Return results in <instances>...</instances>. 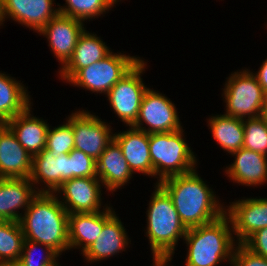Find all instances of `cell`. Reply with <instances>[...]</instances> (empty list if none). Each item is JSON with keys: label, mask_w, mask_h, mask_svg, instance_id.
Here are the masks:
<instances>
[{"label": "cell", "mask_w": 267, "mask_h": 266, "mask_svg": "<svg viewBox=\"0 0 267 266\" xmlns=\"http://www.w3.org/2000/svg\"><path fill=\"white\" fill-rule=\"evenodd\" d=\"M146 62L141 60L122 77L107 93V100L114 113L127 126H132L138 117L141 101L145 91L141 74L145 71Z\"/></svg>", "instance_id": "ba28073f"}, {"label": "cell", "mask_w": 267, "mask_h": 266, "mask_svg": "<svg viewBox=\"0 0 267 266\" xmlns=\"http://www.w3.org/2000/svg\"><path fill=\"white\" fill-rule=\"evenodd\" d=\"M35 185L44 183L39 193H55L61 184L70 179V153L53 156L44 149L32 157V170L29 177Z\"/></svg>", "instance_id": "9a60e30c"}, {"label": "cell", "mask_w": 267, "mask_h": 266, "mask_svg": "<svg viewBox=\"0 0 267 266\" xmlns=\"http://www.w3.org/2000/svg\"><path fill=\"white\" fill-rule=\"evenodd\" d=\"M234 155V162L227 166L225 173L233 181L239 185L255 186L263 185L267 182V156L240 148Z\"/></svg>", "instance_id": "ffe728a7"}, {"label": "cell", "mask_w": 267, "mask_h": 266, "mask_svg": "<svg viewBox=\"0 0 267 266\" xmlns=\"http://www.w3.org/2000/svg\"><path fill=\"white\" fill-rule=\"evenodd\" d=\"M254 75L256 76L259 84L262 86L264 92L267 94V59L263 61L260 69Z\"/></svg>", "instance_id": "e575fe53"}, {"label": "cell", "mask_w": 267, "mask_h": 266, "mask_svg": "<svg viewBox=\"0 0 267 266\" xmlns=\"http://www.w3.org/2000/svg\"><path fill=\"white\" fill-rule=\"evenodd\" d=\"M183 132L182 128L173 132L149 134L153 176H159L158 182L196 169L197 159L183 138Z\"/></svg>", "instance_id": "5b68a950"}, {"label": "cell", "mask_w": 267, "mask_h": 266, "mask_svg": "<svg viewBox=\"0 0 267 266\" xmlns=\"http://www.w3.org/2000/svg\"><path fill=\"white\" fill-rule=\"evenodd\" d=\"M229 216L237 244H243L256 231L267 227V198H246L231 202Z\"/></svg>", "instance_id": "7c38bea8"}, {"label": "cell", "mask_w": 267, "mask_h": 266, "mask_svg": "<svg viewBox=\"0 0 267 266\" xmlns=\"http://www.w3.org/2000/svg\"><path fill=\"white\" fill-rule=\"evenodd\" d=\"M154 188L146 211V236L153 258H171L178 240L185 237L188 229L181 222L168 193L157 183Z\"/></svg>", "instance_id": "277c9868"}, {"label": "cell", "mask_w": 267, "mask_h": 266, "mask_svg": "<svg viewBox=\"0 0 267 266\" xmlns=\"http://www.w3.org/2000/svg\"><path fill=\"white\" fill-rule=\"evenodd\" d=\"M157 184L171 197L187 229L210 223L225 213L226 208L196 170L168 177Z\"/></svg>", "instance_id": "6da1fadb"}, {"label": "cell", "mask_w": 267, "mask_h": 266, "mask_svg": "<svg viewBox=\"0 0 267 266\" xmlns=\"http://www.w3.org/2000/svg\"><path fill=\"white\" fill-rule=\"evenodd\" d=\"M84 22L58 14L52 18L38 34L46 36L51 51L63 67L71 58L79 36L85 30Z\"/></svg>", "instance_id": "5bb4252c"}, {"label": "cell", "mask_w": 267, "mask_h": 266, "mask_svg": "<svg viewBox=\"0 0 267 266\" xmlns=\"http://www.w3.org/2000/svg\"><path fill=\"white\" fill-rule=\"evenodd\" d=\"M46 150L53 156L69 154L74 149V131L72 126L65 122L53 129L49 127L46 139Z\"/></svg>", "instance_id": "f546056e"}, {"label": "cell", "mask_w": 267, "mask_h": 266, "mask_svg": "<svg viewBox=\"0 0 267 266\" xmlns=\"http://www.w3.org/2000/svg\"><path fill=\"white\" fill-rule=\"evenodd\" d=\"M30 101L26 87L19 80L0 72V124L23 112Z\"/></svg>", "instance_id": "d4e9b609"}, {"label": "cell", "mask_w": 267, "mask_h": 266, "mask_svg": "<svg viewBox=\"0 0 267 266\" xmlns=\"http://www.w3.org/2000/svg\"><path fill=\"white\" fill-rule=\"evenodd\" d=\"M32 156L4 123L0 124V178H29Z\"/></svg>", "instance_id": "e0dca14e"}, {"label": "cell", "mask_w": 267, "mask_h": 266, "mask_svg": "<svg viewBox=\"0 0 267 266\" xmlns=\"http://www.w3.org/2000/svg\"><path fill=\"white\" fill-rule=\"evenodd\" d=\"M97 162V177L109 192L117 191L131 179L133 172L125 160L120 146L113 140Z\"/></svg>", "instance_id": "cb8c5ba5"}, {"label": "cell", "mask_w": 267, "mask_h": 266, "mask_svg": "<svg viewBox=\"0 0 267 266\" xmlns=\"http://www.w3.org/2000/svg\"><path fill=\"white\" fill-rule=\"evenodd\" d=\"M101 120L86 110L72 112L67 119L74 131V149L83 151L95 160L114 139L111 126Z\"/></svg>", "instance_id": "30bf717a"}, {"label": "cell", "mask_w": 267, "mask_h": 266, "mask_svg": "<svg viewBox=\"0 0 267 266\" xmlns=\"http://www.w3.org/2000/svg\"><path fill=\"white\" fill-rule=\"evenodd\" d=\"M223 89L226 103L225 115L250 119L263 115L266 109L267 94L256 76L248 69L234 72L227 78Z\"/></svg>", "instance_id": "8992f818"}, {"label": "cell", "mask_w": 267, "mask_h": 266, "mask_svg": "<svg viewBox=\"0 0 267 266\" xmlns=\"http://www.w3.org/2000/svg\"><path fill=\"white\" fill-rule=\"evenodd\" d=\"M207 122L213 138L224 151L232 154L243 147V119L220 114L211 116Z\"/></svg>", "instance_id": "484cf974"}, {"label": "cell", "mask_w": 267, "mask_h": 266, "mask_svg": "<svg viewBox=\"0 0 267 266\" xmlns=\"http://www.w3.org/2000/svg\"><path fill=\"white\" fill-rule=\"evenodd\" d=\"M31 104L5 124L15 134L18 142L33 157L46 148L49 125L43 119L31 115Z\"/></svg>", "instance_id": "44dd1931"}, {"label": "cell", "mask_w": 267, "mask_h": 266, "mask_svg": "<svg viewBox=\"0 0 267 266\" xmlns=\"http://www.w3.org/2000/svg\"><path fill=\"white\" fill-rule=\"evenodd\" d=\"M38 247L45 254L42 253L44 256L40 254L41 258L39 257V260L36 259L38 257L35 256L36 249H39ZM57 257H59V254L49 246L25 239L18 262L22 266H61L59 265L60 263L57 262Z\"/></svg>", "instance_id": "4dcf8cb0"}, {"label": "cell", "mask_w": 267, "mask_h": 266, "mask_svg": "<svg viewBox=\"0 0 267 266\" xmlns=\"http://www.w3.org/2000/svg\"><path fill=\"white\" fill-rule=\"evenodd\" d=\"M172 258H153V266H168Z\"/></svg>", "instance_id": "d590c367"}, {"label": "cell", "mask_w": 267, "mask_h": 266, "mask_svg": "<svg viewBox=\"0 0 267 266\" xmlns=\"http://www.w3.org/2000/svg\"><path fill=\"white\" fill-rule=\"evenodd\" d=\"M243 148L267 156V122L262 116L243 119Z\"/></svg>", "instance_id": "f1b7e54d"}, {"label": "cell", "mask_w": 267, "mask_h": 266, "mask_svg": "<svg viewBox=\"0 0 267 266\" xmlns=\"http://www.w3.org/2000/svg\"><path fill=\"white\" fill-rule=\"evenodd\" d=\"M121 148L130 170L153 177L149 149V134L132 126L127 131L114 134L113 139Z\"/></svg>", "instance_id": "d6986e66"}, {"label": "cell", "mask_w": 267, "mask_h": 266, "mask_svg": "<svg viewBox=\"0 0 267 266\" xmlns=\"http://www.w3.org/2000/svg\"><path fill=\"white\" fill-rule=\"evenodd\" d=\"M263 117L265 118L266 122H267V111H264L263 113Z\"/></svg>", "instance_id": "74e56055"}, {"label": "cell", "mask_w": 267, "mask_h": 266, "mask_svg": "<svg viewBox=\"0 0 267 266\" xmlns=\"http://www.w3.org/2000/svg\"><path fill=\"white\" fill-rule=\"evenodd\" d=\"M54 0H0V26L6 18L24 25L37 33L59 14Z\"/></svg>", "instance_id": "4fadbf2b"}, {"label": "cell", "mask_w": 267, "mask_h": 266, "mask_svg": "<svg viewBox=\"0 0 267 266\" xmlns=\"http://www.w3.org/2000/svg\"><path fill=\"white\" fill-rule=\"evenodd\" d=\"M81 177H97V162L83 151L73 149L70 152V179Z\"/></svg>", "instance_id": "1f68e13d"}, {"label": "cell", "mask_w": 267, "mask_h": 266, "mask_svg": "<svg viewBox=\"0 0 267 266\" xmlns=\"http://www.w3.org/2000/svg\"><path fill=\"white\" fill-rule=\"evenodd\" d=\"M3 266H22V265L17 261V262L5 264Z\"/></svg>", "instance_id": "8d00e7d4"}, {"label": "cell", "mask_w": 267, "mask_h": 266, "mask_svg": "<svg viewBox=\"0 0 267 266\" xmlns=\"http://www.w3.org/2000/svg\"><path fill=\"white\" fill-rule=\"evenodd\" d=\"M143 123L149 127H143ZM132 127L147 134L167 133L182 129L175 104L164 94L150 88L143 95L137 120Z\"/></svg>", "instance_id": "9c48e42d"}, {"label": "cell", "mask_w": 267, "mask_h": 266, "mask_svg": "<svg viewBox=\"0 0 267 266\" xmlns=\"http://www.w3.org/2000/svg\"><path fill=\"white\" fill-rule=\"evenodd\" d=\"M243 245L254 254L267 258V227L256 231Z\"/></svg>", "instance_id": "836d02e7"}, {"label": "cell", "mask_w": 267, "mask_h": 266, "mask_svg": "<svg viewBox=\"0 0 267 266\" xmlns=\"http://www.w3.org/2000/svg\"><path fill=\"white\" fill-rule=\"evenodd\" d=\"M63 7L58 4L59 14L76 18L81 21L94 19L111 10L117 0H65ZM61 6V7H60Z\"/></svg>", "instance_id": "83f0119b"}, {"label": "cell", "mask_w": 267, "mask_h": 266, "mask_svg": "<svg viewBox=\"0 0 267 266\" xmlns=\"http://www.w3.org/2000/svg\"><path fill=\"white\" fill-rule=\"evenodd\" d=\"M96 34L84 30L79 36L73 54L68 62L61 67L59 74L66 83L80 70L98 62L112 51Z\"/></svg>", "instance_id": "7402d4cb"}, {"label": "cell", "mask_w": 267, "mask_h": 266, "mask_svg": "<svg viewBox=\"0 0 267 266\" xmlns=\"http://www.w3.org/2000/svg\"><path fill=\"white\" fill-rule=\"evenodd\" d=\"M104 206H102L103 211L101 210L99 212L69 214V250L72 248H80L83 253L93 242L96 241L102 231L103 225L115 214V211L112 207H110V205Z\"/></svg>", "instance_id": "ac0fdd59"}, {"label": "cell", "mask_w": 267, "mask_h": 266, "mask_svg": "<svg viewBox=\"0 0 267 266\" xmlns=\"http://www.w3.org/2000/svg\"><path fill=\"white\" fill-rule=\"evenodd\" d=\"M140 60V57L111 52L102 60L80 69L68 83L90 90L92 93L107 95L109 90Z\"/></svg>", "instance_id": "52a82bcc"}, {"label": "cell", "mask_w": 267, "mask_h": 266, "mask_svg": "<svg viewBox=\"0 0 267 266\" xmlns=\"http://www.w3.org/2000/svg\"><path fill=\"white\" fill-rule=\"evenodd\" d=\"M232 266H267V258L258 256L246 248L243 244L235 246Z\"/></svg>", "instance_id": "d6a6232c"}, {"label": "cell", "mask_w": 267, "mask_h": 266, "mask_svg": "<svg viewBox=\"0 0 267 266\" xmlns=\"http://www.w3.org/2000/svg\"><path fill=\"white\" fill-rule=\"evenodd\" d=\"M121 219L114 214L104 225L101 233L83 253L87 262H95L125 251L129 247V238ZM125 249V250H124Z\"/></svg>", "instance_id": "603a6c76"}, {"label": "cell", "mask_w": 267, "mask_h": 266, "mask_svg": "<svg viewBox=\"0 0 267 266\" xmlns=\"http://www.w3.org/2000/svg\"><path fill=\"white\" fill-rule=\"evenodd\" d=\"M29 178H0V220L19 222L22 213L39 193ZM37 189V190H36Z\"/></svg>", "instance_id": "2e32d148"}, {"label": "cell", "mask_w": 267, "mask_h": 266, "mask_svg": "<svg viewBox=\"0 0 267 266\" xmlns=\"http://www.w3.org/2000/svg\"><path fill=\"white\" fill-rule=\"evenodd\" d=\"M232 235L226 213L210 223L189 228L183 238L188 247L185 266H217L227 259L232 264L234 246L238 245Z\"/></svg>", "instance_id": "3957f363"}, {"label": "cell", "mask_w": 267, "mask_h": 266, "mask_svg": "<svg viewBox=\"0 0 267 266\" xmlns=\"http://www.w3.org/2000/svg\"><path fill=\"white\" fill-rule=\"evenodd\" d=\"M25 237L19 222L0 220V265L20 259Z\"/></svg>", "instance_id": "4316f807"}, {"label": "cell", "mask_w": 267, "mask_h": 266, "mask_svg": "<svg viewBox=\"0 0 267 266\" xmlns=\"http://www.w3.org/2000/svg\"><path fill=\"white\" fill-rule=\"evenodd\" d=\"M101 185L98 177L72 178L63 182L55 194L62 192L60 202L69 214L99 212L103 205Z\"/></svg>", "instance_id": "8fae6325"}, {"label": "cell", "mask_w": 267, "mask_h": 266, "mask_svg": "<svg viewBox=\"0 0 267 266\" xmlns=\"http://www.w3.org/2000/svg\"><path fill=\"white\" fill-rule=\"evenodd\" d=\"M55 193H38L19 220L26 240L44 244L59 255L69 250L68 216Z\"/></svg>", "instance_id": "7a4b0ae2"}]
</instances>
